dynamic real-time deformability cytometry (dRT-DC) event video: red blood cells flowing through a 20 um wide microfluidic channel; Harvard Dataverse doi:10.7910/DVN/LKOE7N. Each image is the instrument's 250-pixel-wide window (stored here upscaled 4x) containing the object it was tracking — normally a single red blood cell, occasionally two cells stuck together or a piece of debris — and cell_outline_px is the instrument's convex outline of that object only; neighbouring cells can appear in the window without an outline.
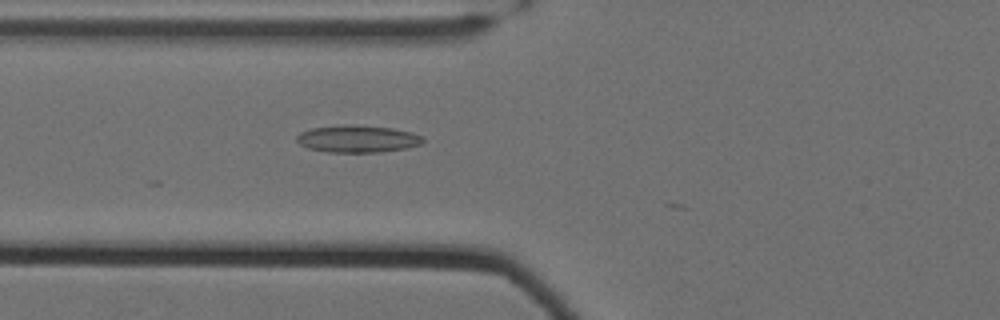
{"species": "Egyptian fruit bat (a non-hibernating species)", "species_latin": "Rousettus aegyptiacus", "temperature_condition": "cold", "stored_images_in_passage": 4, "camera_frame_rate_fps": 3000, "um_per_image_px": 0.085, "animal": {"sex": "female"}, "frame": {"image": 1, "passage_image": 3, "time_ms": 0.667, "image_size_px": [1000, 320], "cell_outline_px": [[424, 140], [420, 144], [408, 148], [380, 152], [328, 152], [308, 148], [300, 144], [296, 140], [296, 136], [300, 132], [312, 128], [344, 124], [352, 124], [392, 128], [412, 132], [424, 136]], "centroid_in_image_um": [30.4, 11.79], "position_along_channel_um": 95.4, "area_um2": 20.17}}